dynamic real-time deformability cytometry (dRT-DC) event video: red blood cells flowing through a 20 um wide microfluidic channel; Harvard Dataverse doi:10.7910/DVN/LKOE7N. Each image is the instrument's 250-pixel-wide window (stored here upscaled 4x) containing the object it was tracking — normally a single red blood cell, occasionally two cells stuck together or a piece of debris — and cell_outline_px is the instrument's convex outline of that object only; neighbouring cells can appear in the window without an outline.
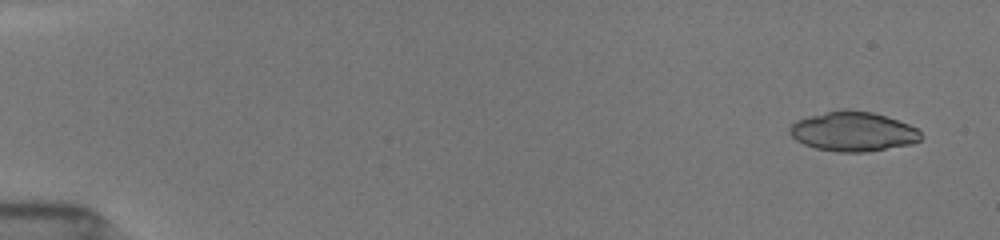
{"species": "common noctule bat (a hibernating species)", "species_latin": "Nyctalus noctula", "temperature_condition": "room temperature", "stored_images_in_passage": 5, "camera_frame_rate_fps": 3000, "um_per_image_px": 0.085, "animal": {"sex": "female", "body_mass_g": 19.5, "forearm_length_mm": 54.1}, "frame": {"image": 1, "passage_image": 1, "time_ms": 0.0, "image_size_px": [1000, 240], "cell_outline_px": [[924, 136], [920, 140], [912, 144], [868, 152], [836, 152], [816, 148], [804, 144], [796, 140], [788, 132], [788, 128], [796, 120], [808, 116], [828, 112], [872, 112], [908, 124], [916, 128]], "centroid_in_image_um": [72.52, 11.22], "position_along_channel_um": 12.5, "area_um2": 29.71}}